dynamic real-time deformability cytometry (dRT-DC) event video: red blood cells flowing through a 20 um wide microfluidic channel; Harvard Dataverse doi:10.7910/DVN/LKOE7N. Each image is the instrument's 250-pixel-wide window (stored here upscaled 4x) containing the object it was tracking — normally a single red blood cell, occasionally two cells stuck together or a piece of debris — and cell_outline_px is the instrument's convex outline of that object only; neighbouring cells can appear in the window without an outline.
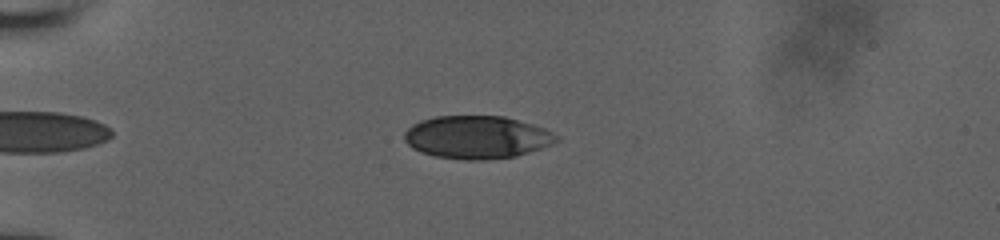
{"species": "human", "species_latin": "Homo sapiens", "temperature_condition": "room temperature", "stored_images_in_passage": 12, "camera_frame_rate_fps": 3000, "um_per_image_px": 0.085, "donor": {"sex": "male"}, "frame": {"image": 1, "passage_image": 4, "time_ms": 2.0, "image_size_px": [1000, 240], "cell_outline_px": [[560, 140], [552, 144], [516, 156], [480, 160], [468, 160], [436, 156], [420, 152], [412, 148], [404, 140], [404, 132], [412, 124], [420, 120], [436, 116], [504, 116], [532, 124], [544, 128], [560, 136]], "centroid_in_image_um": [40.53, 11.65], "position_along_channel_um": 44.5, "area_um2": 37.97}}
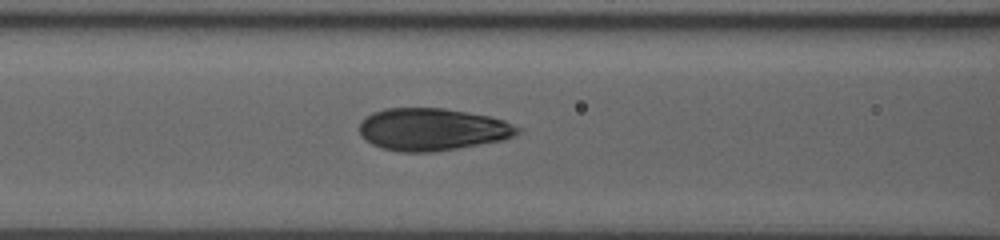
{"frame": {"image": 2, "passage_image": 9, "time_ms": 5.333, "image_size_px": [1000, 240], "cell_outline_px": [[524, 128], [520, 132], [504, 140], [432, 152], [400, 152], [384, 148], [372, 144], [364, 140], [360, 136], [360, 120], [364, 116], [372, 112], [384, 108], [444, 108], [468, 112], [488, 116], [504, 120]], "centroid_in_image_um": [36.73, 10.99], "position_along_channel_um": 129.9, "area_um2": 39.3}}
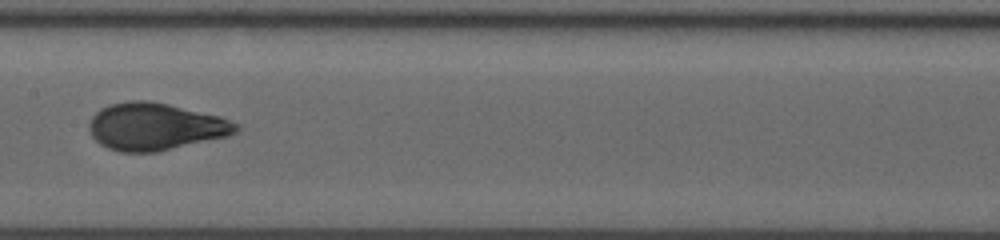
{"frame": {"image": 3, "passage_image": 11, "time_ms": 7.0, "image_size_px": [1000, 240], "cell_outline_px": [[240, 128], [236, 132], [228, 136], [156, 152], [120, 152], [108, 148], [100, 144], [92, 136], [88, 128], [88, 124], [92, 116], [100, 108], [108, 104], [128, 100], [148, 100], [168, 104], [220, 116], [240, 124]], "centroid_in_image_um": [13.18, 10.75], "position_along_channel_um": 194.2, "area_um2": 40.63}}